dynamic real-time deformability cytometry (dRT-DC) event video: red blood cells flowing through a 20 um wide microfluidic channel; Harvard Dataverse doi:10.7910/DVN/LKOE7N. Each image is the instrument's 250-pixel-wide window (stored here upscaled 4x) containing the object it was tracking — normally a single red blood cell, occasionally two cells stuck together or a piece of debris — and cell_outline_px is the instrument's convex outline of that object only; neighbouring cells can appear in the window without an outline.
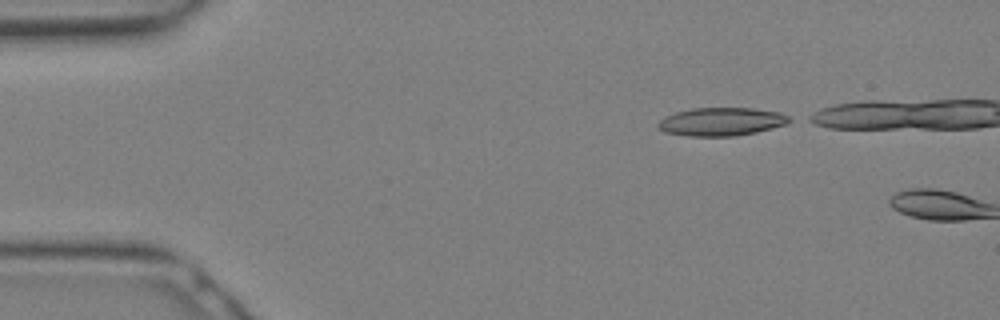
{"species": "Egyptian fruit bat (a non-hibernating species)", "species_latin": "Rousettus aegyptiacus", "temperature_condition": "warm", "stored_images_in_passage": 2, "camera_frame_rate_fps": 3000, "um_per_image_px": 0.085, "animal": {"sex": "female"}, "frame": {"image": 1, "passage_image": 1, "time_ms": 0.0, "image_size_px": [1000, 320], "cell_outline_px": [[792, 120], [784, 124], [772, 128], [756, 132], [736, 136], [688, 136], [664, 132], [656, 124], [664, 116], [676, 112], [692, 108], [752, 108], [780, 112], [788, 116]], "centroid_in_image_um": [61.29, 10.34], "position_along_channel_um": 23.7, "area_um2": 21.56}}